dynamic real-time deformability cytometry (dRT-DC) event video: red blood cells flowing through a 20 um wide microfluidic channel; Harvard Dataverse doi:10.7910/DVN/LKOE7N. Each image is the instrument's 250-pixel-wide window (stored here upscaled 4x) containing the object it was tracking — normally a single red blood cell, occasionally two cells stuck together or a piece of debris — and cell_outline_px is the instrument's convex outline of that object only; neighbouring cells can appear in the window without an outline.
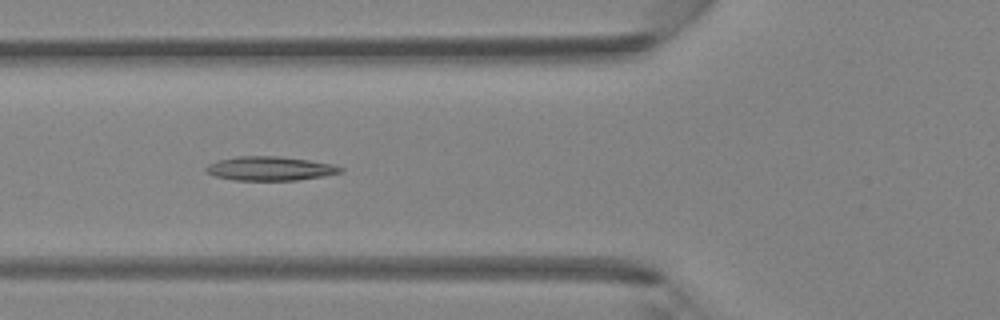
{"species": "Egyptian fruit bat (a non-hibernating species)", "species_latin": "Rousettus aegyptiacus", "temperature_condition": "room temperature", "stored_images_in_passage": 4, "camera_frame_rate_fps": 3000, "um_per_image_px": 0.085, "animal": {"sex": "female"}, "frame": {"image": 1, "passage_image": 4, "time_ms": 1.0, "image_size_px": [1000, 320], "cell_outline_px": [[344, 172], [324, 176], [296, 180], [232, 180], [216, 176], [204, 172], [204, 168], [208, 164], [216, 160], [236, 156], [276, 156], [308, 160], [332, 164], [344, 168]], "centroid_in_image_um": [22.92, 14.32], "position_along_channel_um": 102.9, "area_um2": 18.96}}